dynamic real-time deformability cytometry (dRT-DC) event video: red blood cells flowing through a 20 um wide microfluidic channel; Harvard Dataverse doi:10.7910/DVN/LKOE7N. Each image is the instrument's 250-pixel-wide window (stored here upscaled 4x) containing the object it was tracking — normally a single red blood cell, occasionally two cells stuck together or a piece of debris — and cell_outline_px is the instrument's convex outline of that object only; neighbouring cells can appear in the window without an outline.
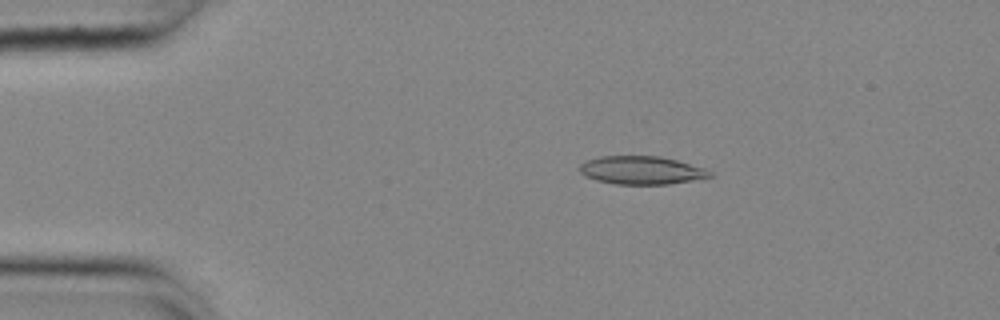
{"species": "common noctule bat (a hibernating species)", "species_latin": "Nyctalus noctula", "temperature_condition": "cold", "stored_images_in_passage": 54, "camera_frame_rate_fps": 3000, "um_per_image_px": 0.085, "animal": {"sex": "female", "body_mass_g": 25.1}, "frame": {"image": 1, "passage_image": 10, "time_ms": 3.0, "image_size_px": [1000, 320], "cell_outline_px": [[716, 176], [668, 184], [616, 184], [596, 180], [584, 176], [580, 172], [580, 164], [588, 160], [600, 156], [660, 156], [676, 160], [704, 168], [712, 172]], "centroid_in_image_um": [54.53, 14.47], "position_along_channel_um": 30.5, "area_um2": 21.33}}
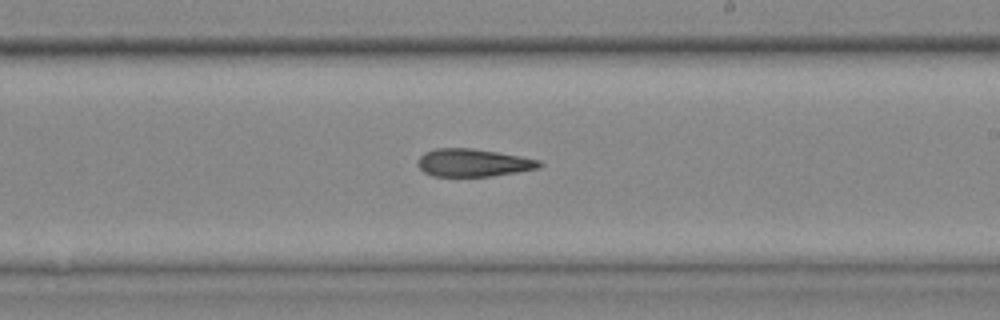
{"frame": {"image": 2, "passage_image": 32, "time_ms": 10.333, "image_size_px": [1000, 320], "cell_outline_px": [[544, 164], [540, 168], [492, 176], [432, 176], [424, 172], [416, 164], [420, 156], [424, 152], [436, 148], [472, 148], [520, 156], [540, 160]], "centroid_in_image_um": [40.21, 13.83], "position_along_channel_um": 248.8, "area_um2": 19.71}}
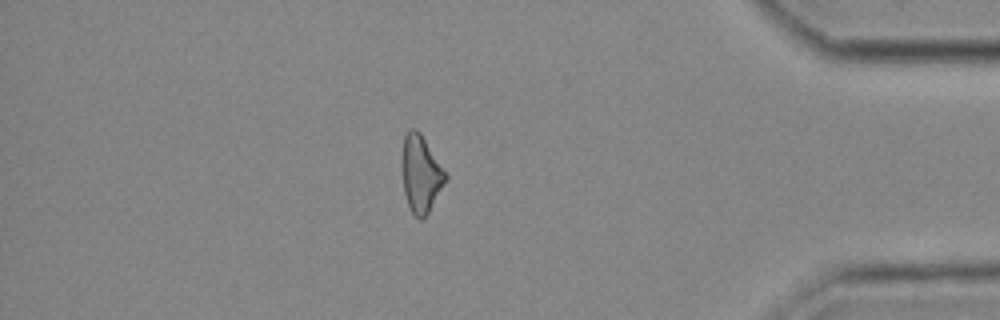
{"frame": {"image": 3, "passage_image": 47, "time_ms": 15.333, "image_size_px": [1000, 320], "cell_outline_px": [[448, 176], [428, 212], [420, 220], [408, 208], [404, 192], [400, 164], [400, 160], [404, 136], [408, 128], [416, 128], [420, 132]], "centroid_in_image_um": [35.71, 14.73], "position_along_channel_um": 399.5, "area_um2": 19.59}}